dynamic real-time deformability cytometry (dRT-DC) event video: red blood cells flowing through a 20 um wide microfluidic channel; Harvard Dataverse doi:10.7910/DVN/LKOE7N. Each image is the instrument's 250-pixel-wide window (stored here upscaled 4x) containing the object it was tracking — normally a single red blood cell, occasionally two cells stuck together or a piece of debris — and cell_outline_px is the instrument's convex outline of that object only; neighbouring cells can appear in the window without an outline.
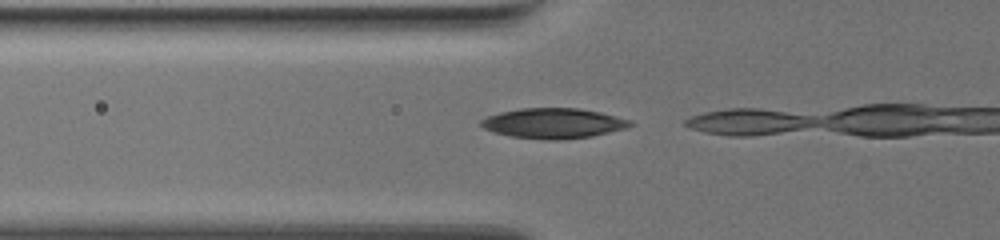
{"species": "common noctule bat (a hibernating species)", "species_latin": "Nyctalus noctula", "temperature_condition": "warm", "stored_images_in_passage": 3, "camera_frame_rate_fps": 3000, "um_per_image_px": 0.085, "animal": {"sex": "female", "body_mass_g": 19.5, "forearm_length_mm": 54.1}, "frame": {"image": 1, "passage_image": 2, "time_ms": 0.333, "image_size_px": [1000, 240], "cell_outline_px": [[636, 124], [624, 128], [592, 136], [556, 140], [548, 140], [512, 136], [492, 132], [484, 128], [480, 124], [480, 120], [488, 116], [500, 112], [520, 108], [580, 108], [600, 112], [632, 120]], "centroid_in_image_um": [47.04, 10.47], "position_along_channel_um": 78.8, "area_um2": 26.18}}